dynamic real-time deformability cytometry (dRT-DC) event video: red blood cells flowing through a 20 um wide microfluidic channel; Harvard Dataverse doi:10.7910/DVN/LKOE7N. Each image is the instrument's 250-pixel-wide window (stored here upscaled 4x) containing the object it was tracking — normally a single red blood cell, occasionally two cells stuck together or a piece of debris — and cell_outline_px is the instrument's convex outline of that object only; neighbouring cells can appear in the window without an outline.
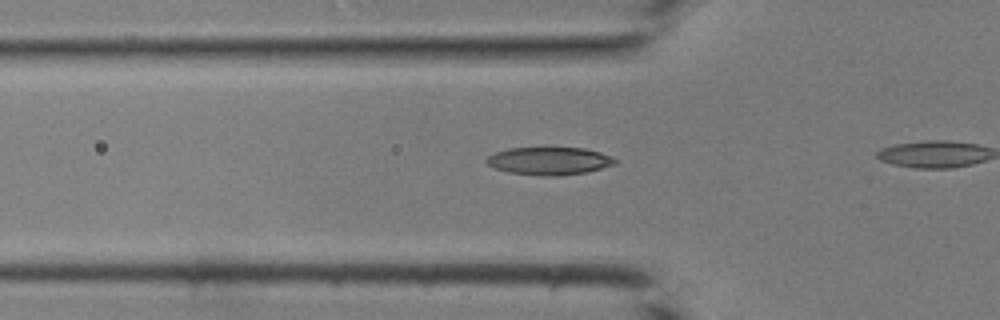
{"species": "common noctule bat (a hibernating species)", "species_latin": "Nyctalus noctula", "temperature_condition": "room temperature", "stored_images_in_passage": 8, "camera_frame_rate_fps": 3000, "um_per_image_px": 0.085, "animal": {"sex": "male", "body_mass_g": 19.0, "forearm_length_mm": 50.8}, "frame": {"image": 1, "passage_image": 4, "time_ms": 1.0, "image_size_px": [1000, 320], "cell_outline_px": [[620, 160], [616, 164], [588, 172], [560, 176], [544, 176], [508, 172], [496, 168], [488, 164], [484, 160], [488, 156], [496, 152], [508, 148], [584, 148], [600, 152], [612, 156]], "centroid_in_image_um": [46.74, 13.68], "position_along_channel_um": 79.1, "area_um2": 20.92}}
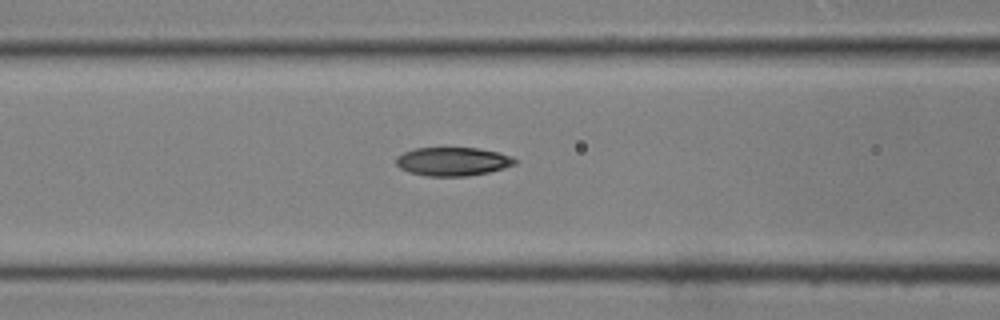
{"frame": {"image": 2, "passage_image": 7, "time_ms": 2.0, "image_size_px": [1000, 320], "cell_outline_px": [[516, 164], [504, 168], [488, 172], [468, 176], [428, 176], [408, 172], [400, 168], [396, 164], [396, 156], [404, 152], [416, 148], [476, 148], [496, 152], [512, 156], [516, 160]], "centroid_in_image_um": [38.47, 13.73], "position_along_channel_um": 128.1, "area_um2": 19.71}}